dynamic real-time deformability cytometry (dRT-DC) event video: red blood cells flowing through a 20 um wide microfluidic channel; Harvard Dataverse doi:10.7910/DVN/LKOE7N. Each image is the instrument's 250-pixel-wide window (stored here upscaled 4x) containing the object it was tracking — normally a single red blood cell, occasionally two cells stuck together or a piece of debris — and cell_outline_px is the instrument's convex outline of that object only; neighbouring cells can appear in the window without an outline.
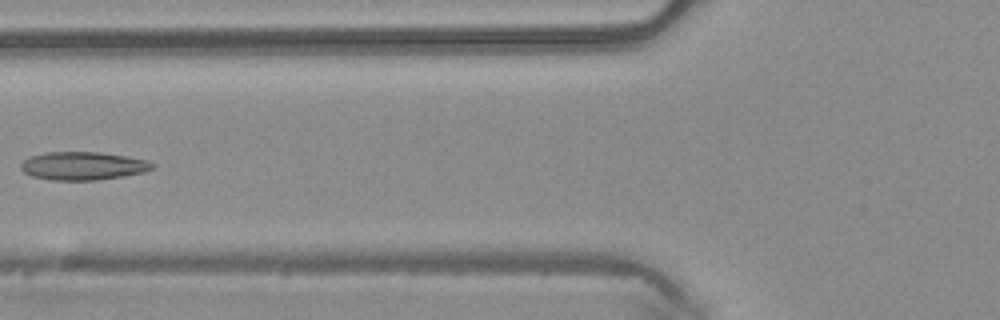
{"species": "common noctule bat (a hibernating species)", "species_latin": "Nyctalus noctula", "temperature_condition": "warm", "stored_images_in_passage": 3, "camera_frame_rate_fps": 3000, "um_per_image_px": 0.085, "animal": {"sex": "male", "body_mass_g": 20.4}, "frame": {"image": 1, "passage_image": 2, "time_ms": 0.333, "image_size_px": [1000, 320], "cell_outline_px": [[156, 164], [152, 168], [144, 172], [124, 176], [96, 180], [52, 180], [32, 176], [24, 172], [20, 168], [20, 164], [28, 156], [44, 152], [100, 152], [148, 160]], "centroid_in_image_um": [7.03, 14.09], "position_along_channel_um": 118.8, "area_um2": 21.68}}
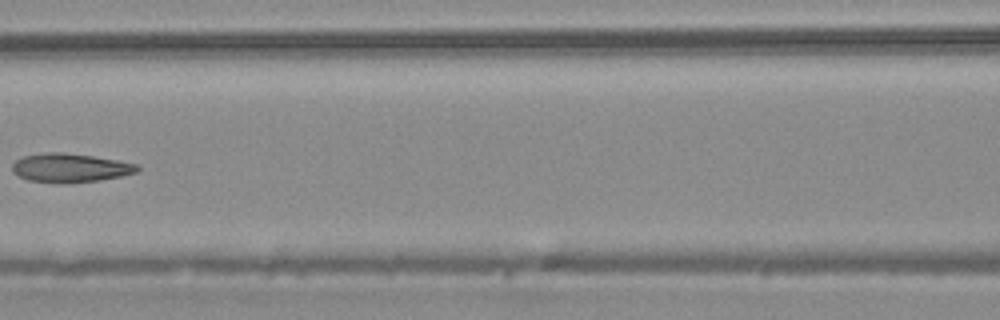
{"frame": {"image": 2, "passage_image": 3, "time_ms": 0.667, "image_size_px": [1000, 320], "cell_outline_px": [[140, 168], [136, 172], [120, 176], [100, 180], [64, 184], [60, 184], [28, 180], [12, 172], [12, 164], [16, 160], [24, 156], [48, 152], [64, 152], [92, 156], [116, 160], [136, 164]], "centroid_in_image_um": [5.93, 14.28], "position_along_channel_um": 160.7, "area_um2": 20.98}}